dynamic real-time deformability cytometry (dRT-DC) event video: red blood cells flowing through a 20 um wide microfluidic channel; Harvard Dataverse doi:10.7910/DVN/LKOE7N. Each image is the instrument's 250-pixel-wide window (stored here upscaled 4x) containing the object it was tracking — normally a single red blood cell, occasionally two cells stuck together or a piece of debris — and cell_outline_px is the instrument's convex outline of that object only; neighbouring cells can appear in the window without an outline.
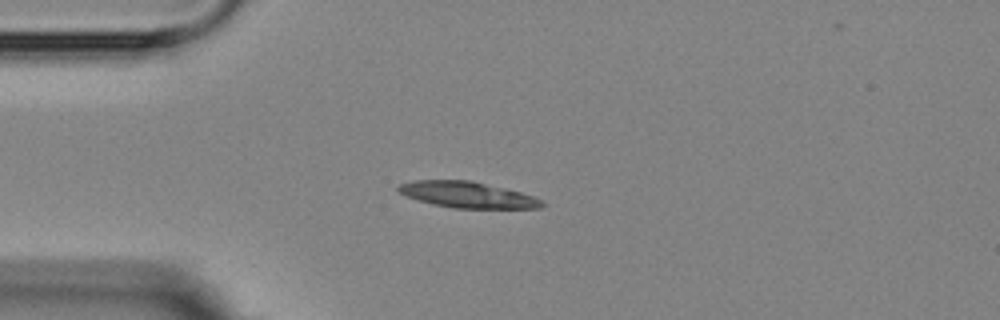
{"species": "Egyptian fruit bat (a non-hibernating species)", "species_latin": "Rousettus aegyptiacus", "temperature_condition": "room temperature", "stored_images_in_passage": 5, "camera_frame_rate_fps": 3000, "um_per_image_px": 0.085, "animal": {"sex": "female"}, "frame": {"image": 1, "passage_image": 4, "time_ms": 3.333, "image_size_px": [1000, 320], "cell_outline_px": [[544, 204], [540, 208], [452, 208], [432, 204], [408, 196], [400, 192], [396, 188], [400, 184], [412, 180], [468, 180], [504, 188], [520, 192], [544, 200]], "centroid_in_image_um": [39.73, 16.55], "position_along_channel_um": 45.3, "area_um2": 21.56}}
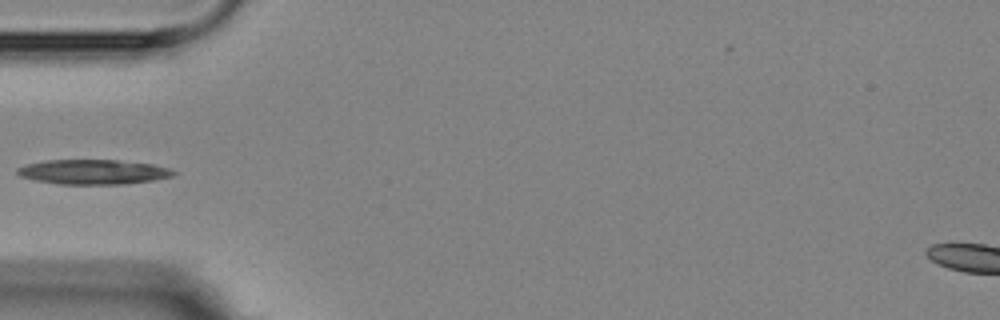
{"frame": {"image": 2, "passage_image": 5, "time_ms": 4.667, "image_size_px": [1000, 320], "cell_outline_px": [[176, 172], [172, 176], [152, 180], [124, 184], [60, 184], [36, 180], [20, 176], [16, 172], [16, 168], [28, 164], [48, 160], [116, 160], [152, 164], [168, 168]], "centroid_in_image_um": [7.91, 14.61], "position_along_channel_um": 77.1, "area_um2": 22.25}}